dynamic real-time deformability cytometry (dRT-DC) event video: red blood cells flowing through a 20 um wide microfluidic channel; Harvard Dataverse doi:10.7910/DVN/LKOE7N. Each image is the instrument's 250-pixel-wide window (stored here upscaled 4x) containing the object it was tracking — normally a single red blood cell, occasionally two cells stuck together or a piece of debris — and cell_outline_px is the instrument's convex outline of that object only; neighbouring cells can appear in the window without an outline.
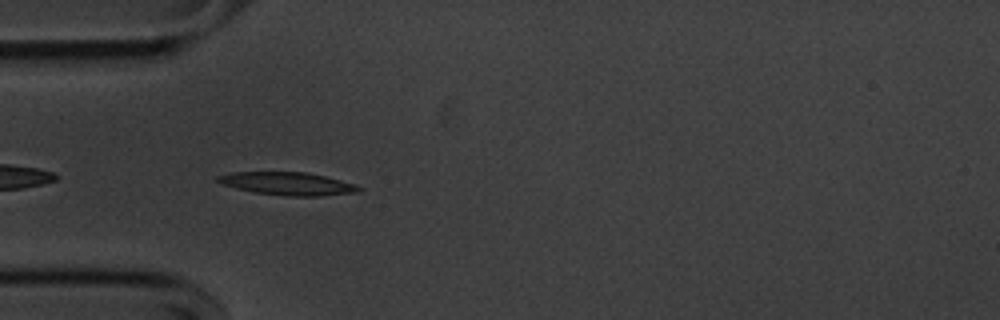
{"species": "common noctule bat (a hibernating species)", "species_latin": "Nyctalus noctula", "temperature_condition": "cold", "stored_images_in_passage": 41, "camera_frame_rate_fps": 3000, "um_per_image_px": 0.085, "animal": {"sex": "male", "body_mass_g": 20.1, "forearm_length_mm": 53.5}, "frame": {"image": 1, "passage_image": 2, "time_ms": 0.333, "image_size_px": [1000, 320], "cell_outline_px": [[364, 188], [356, 192], [320, 196], [292, 196], [256, 192], [236, 188], [224, 184], [216, 180], [216, 176], [232, 172], [308, 172], [356, 184]], "centroid_in_image_um": [24.48, 15.6], "position_along_channel_um": 60.5, "area_um2": 18.61}}
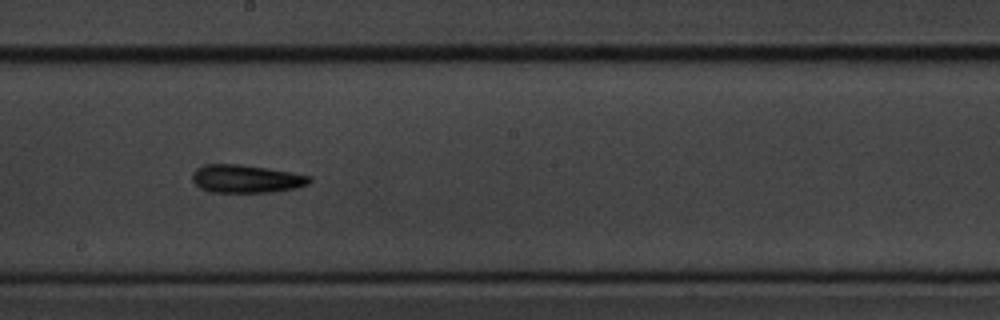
{"frame": {"image": 2, "passage_image": 16, "time_ms": 5.0, "image_size_px": [1000, 320], "cell_outline_px": [[312, 180], [308, 184], [296, 188], [272, 192], [212, 192], [196, 184], [192, 180], [192, 176], [196, 168], [208, 164], [240, 164], [268, 168], [312, 176]], "centroid_in_image_um": [20.97, 15.19], "position_along_channel_um": 227.2, "area_um2": 19.02}}
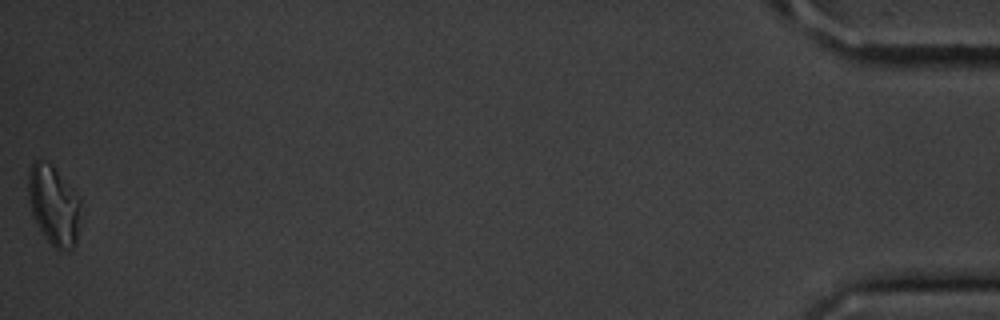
{"frame": {"image": 3, "passage_image": 41, "time_ms": 13.333, "image_size_px": [1000, 320], "cell_outline_px": [[80, 204], [76, 244], [68, 252], [56, 248], [44, 236], [32, 216], [28, 200], [28, 172], [32, 160], [44, 160], [52, 164], [80, 196]], "centroid_in_image_um": [4.55, 17.4], "position_along_channel_um": 430.6, "area_um2": 24.62}, "authors_computed_cell_mechanics": {"area_um2": 18.4382, "velocity_mm_per_s": 3.5982, "shape_relaxation_time_tau1_ms": 3.2779, "shape_relaxation_time_tau2_ms": null, "deformation_change_tau1": 0.1041, "deformation_change_tau2": null}}